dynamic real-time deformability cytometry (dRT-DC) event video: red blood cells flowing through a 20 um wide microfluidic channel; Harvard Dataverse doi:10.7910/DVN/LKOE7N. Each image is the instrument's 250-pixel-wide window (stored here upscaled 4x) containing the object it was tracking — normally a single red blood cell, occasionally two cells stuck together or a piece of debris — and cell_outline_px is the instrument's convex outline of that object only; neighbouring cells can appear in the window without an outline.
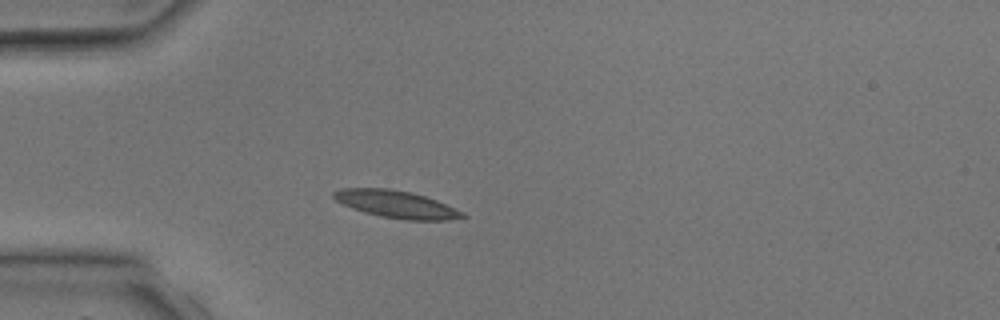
{"species": "common noctule bat (a hibernating species)", "species_latin": "Nyctalus noctula", "temperature_condition": "room temperature", "stored_images_in_passage": 2, "camera_frame_rate_fps": 3000, "um_per_image_px": 0.085, "animal": {"sex": "male", "body_mass_g": 17.9, "forearm_length_mm": 54.2}, "frame": {"image": 1, "passage_image": 2, "time_ms": 1.333, "image_size_px": [1000, 320], "cell_outline_px": [[468, 216], [448, 220], [404, 220], [380, 216], [364, 212], [352, 208], [336, 200], [332, 196], [332, 192], [340, 188], [388, 188], [412, 192], [436, 200], [464, 212]], "centroid_in_image_um": [33.68, 17.36], "position_along_channel_um": 51.3, "area_um2": 20.52}}